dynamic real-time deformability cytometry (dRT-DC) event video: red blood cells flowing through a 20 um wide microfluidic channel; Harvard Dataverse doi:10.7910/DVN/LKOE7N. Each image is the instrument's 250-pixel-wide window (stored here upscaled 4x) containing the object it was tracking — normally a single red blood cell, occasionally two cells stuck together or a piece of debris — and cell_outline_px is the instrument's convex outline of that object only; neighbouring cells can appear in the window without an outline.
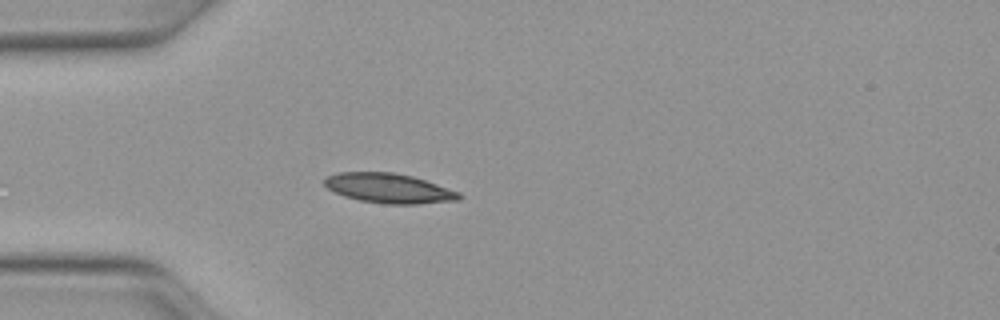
{"species": "Egyptian fruit bat (a non-hibernating species)", "species_latin": "Rousettus aegyptiacus", "temperature_condition": "warm", "stored_images_in_passage": 9, "camera_frame_rate_fps": 3000, "um_per_image_px": 0.085, "animal": {"sex": "female"}, "frame": {"image": 1, "passage_image": 1, "time_ms": 0.0, "image_size_px": [1000, 320], "cell_outline_px": [[464, 196], [460, 200], [420, 204], [384, 204], [360, 200], [344, 196], [328, 188], [324, 184], [324, 180], [328, 176], [340, 172], [392, 172], [412, 176], [460, 192]], "centroid_in_image_um": [33.1, 16.01], "position_along_channel_um": 51.9, "area_um2": 23.24}}